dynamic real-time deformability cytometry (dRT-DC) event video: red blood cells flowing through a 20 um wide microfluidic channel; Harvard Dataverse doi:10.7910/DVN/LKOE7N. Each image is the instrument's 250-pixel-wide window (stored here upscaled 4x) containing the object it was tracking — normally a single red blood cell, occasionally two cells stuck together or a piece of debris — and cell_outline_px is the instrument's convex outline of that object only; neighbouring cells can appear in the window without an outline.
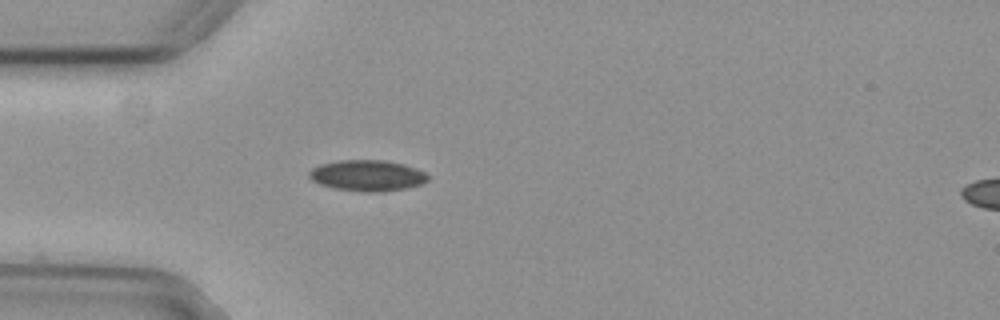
{"species": "common noctule bat (a hibernating species)", "species_latin": "Nyctalus noctula", "temperature_condition": "cold", "stored_images_in_passage": 40, "camera_frame_rate_fps": 3000, "um_per_image_px": 0.085, "animal": {"sex": "female", "body_mass_g": 29.2, "forearm_length_mm": 56.3}, "frame": {"image": 1, "passage_image": 1, "time_ms": 0.0, "image_size_px": [1000, 320], "cell_outline_px": [[428, 180], [420, 184], [404, 188], [384, 192], [364, 192], [332, 188], [320, 184], [312, 180], [308, 176], [308, 172], [312, 168], [320, 164], [340, 160], [384, 160], [404, 164], [416, 168], [424, 172], [428, 176]], "centroid_in_image_um": [31.19, 14.92], "position_along_channel_um": 53.8, "area_um2": 21.5}}
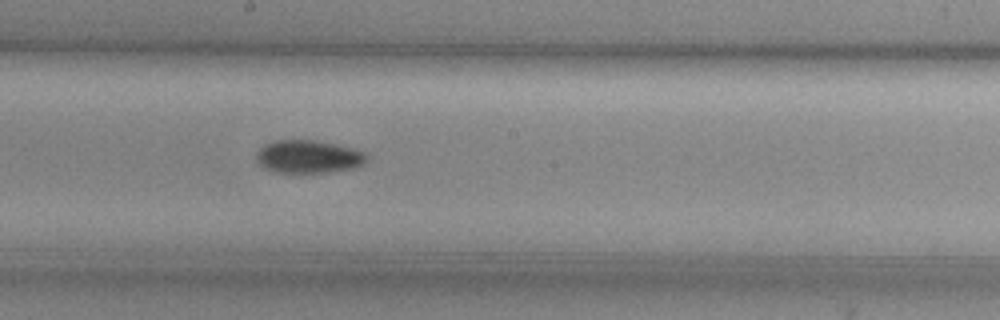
{"frame": {"image": 2, "passage_image": 15, "time_ms": 4.667, "image_size_px": [1000, 320], "cell_outline_px": [[368, 160], [360, 168], [332, 172], [272, 172], [256, 164], [256, 152], [264, 144], [272, 140], [316, 140], [352, 148], [364, 152], [368, 156]], "centroid_in_image_um": [26.21, 13.32], "position_along_channel_um": 222.0, "area_um2": 21.68}}
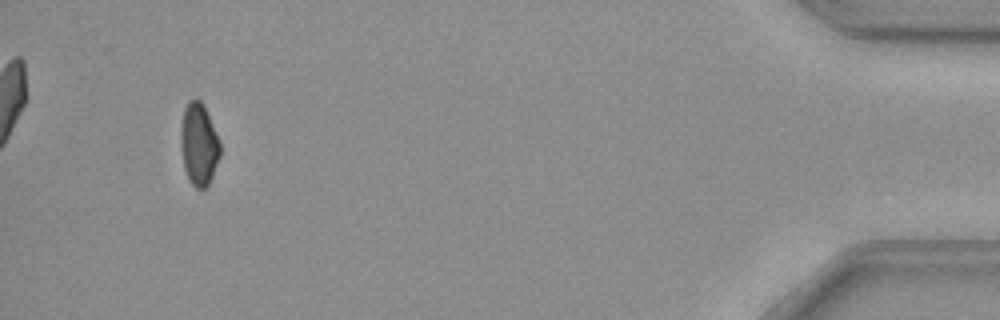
{"frame": {"image": 3, "passage_image": 37, "time_ms": 12.0, "image_size_px": [1000, 320], "cell_outline_px": [[220, 156], [212, 176], [208, 184], [204, 188], [196, 188], [188, 180], [184, 168], [180, 144], [180, 132], [184, 108], [192, 100], [200, 100], [204, 104], [220, 140]], "centroid_in_image_um": [16.9, 12.27], "position_along_channel_um": 418.3, "area_um2": 18.9}, "authors_computed_cell_mechanics": {"area_um2": 20.6346, "velocity_mm_per_s": 3.7485, "shape_relaxation_time_tau1_ms": 5.823, "shape_relaxation_time_tau2_ms": null, "deformation_change_tau1": 0.0963, "deformation_change_tau2": null}}